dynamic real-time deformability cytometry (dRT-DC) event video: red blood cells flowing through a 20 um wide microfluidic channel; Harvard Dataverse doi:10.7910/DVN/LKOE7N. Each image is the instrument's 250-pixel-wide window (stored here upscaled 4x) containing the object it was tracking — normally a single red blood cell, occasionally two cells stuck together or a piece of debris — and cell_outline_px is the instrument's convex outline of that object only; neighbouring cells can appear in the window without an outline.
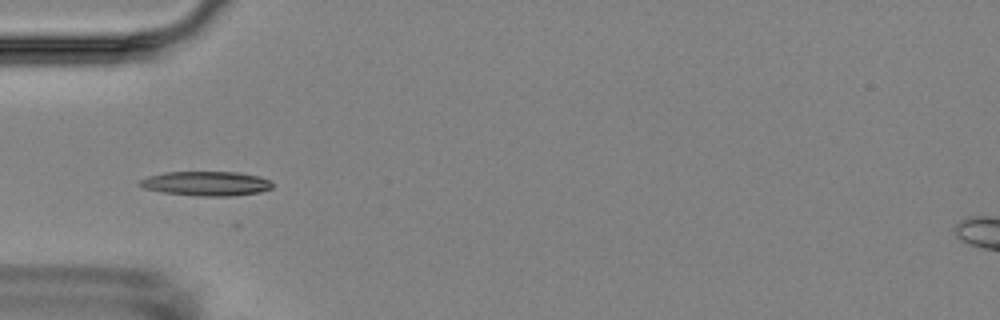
{"species": "Egyptian fruit bat (a non-hibernating species)", "species_latin": "Rousettus aegyptiacus", "temperature_condition": "room temperature", "stored_images_in_passage": 4, "camera_frame_rate_fps": 3000, "um_per_image_px": 0.085, "animal": {"sex": "female"}, "frame": {"image": 1, "passage_image": 1, "time_ms": 0.0, "image_size_px": [1000, 320], "cell_outline_px": [[272, 188], [260, 192], [232, 196], [196, 196], [160, 192], [144, 188], [136, 184], [140, 180], [148, 176], [164, 172], [240, 172], [260, 176], [272, 180]], "centroid_in_image_um": [17.53, 15.6], "position_along_channel_um": 67.5, "area_um2": 19.19}}